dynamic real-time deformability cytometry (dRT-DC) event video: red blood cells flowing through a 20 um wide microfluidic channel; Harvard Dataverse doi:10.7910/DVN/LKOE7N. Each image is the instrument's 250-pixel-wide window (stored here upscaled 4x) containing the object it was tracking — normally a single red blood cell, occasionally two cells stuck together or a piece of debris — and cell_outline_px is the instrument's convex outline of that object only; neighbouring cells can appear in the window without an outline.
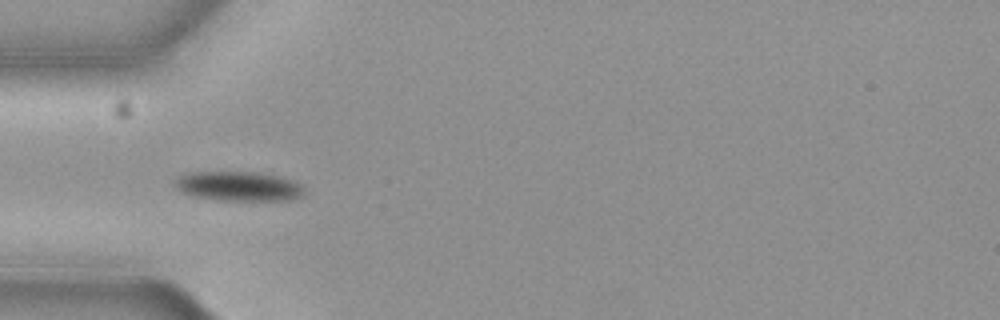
{"species": "common noctule bat (a hibernating species)", "species_latin": "Nyctalus noctula", "temperature_condition": "cold", "stored_images_in_passage": 33, "camera_frame_rate_fps": 3000, "um_per_image_px": 0.085, "animal": {"sex": "female", "body_mass_g": 19.3, "forearm_length_mm": 54.1}, "frame": {"image": 1, "passage_image": 1, "time_ms": 0.0, "image_size_px": [1000, 320], "cell_outline_px": [[304, 196], [288, 200], [216, 200], [192, 196], [184, 192], [176, 184], [176, 180], [180, 176], [188, 172], [252, 172], [276, 176], [292, 180], [300, 184], [304, 188]], "centroid_in_image_um": [20.32, 15.84], "position_along_channel_um": 64.7, "area_um2": 21.96}}
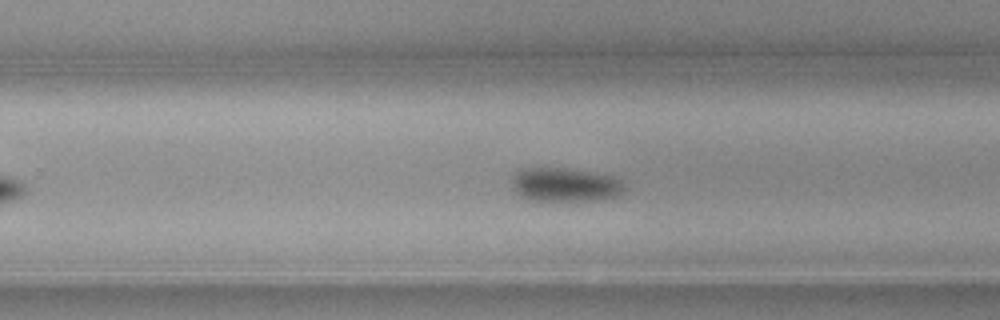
{"frame": {"image": 2, "passage_image": 19, "time_ms": 6.0, "image_size_px": [1000, 320], "cell_outline_px": [[624, 192], [616, 196], [604, 200], [532, 200], [516, 192], [512, 188], [512, 172], [520, 168], [560, 168], [588, 172], [612, 176], [620, 180], [624, 188]], "centroid_in_image_um": [47.99, 15.7], "position_along_channel_um": 281.8, "area_um2": 22.02}}
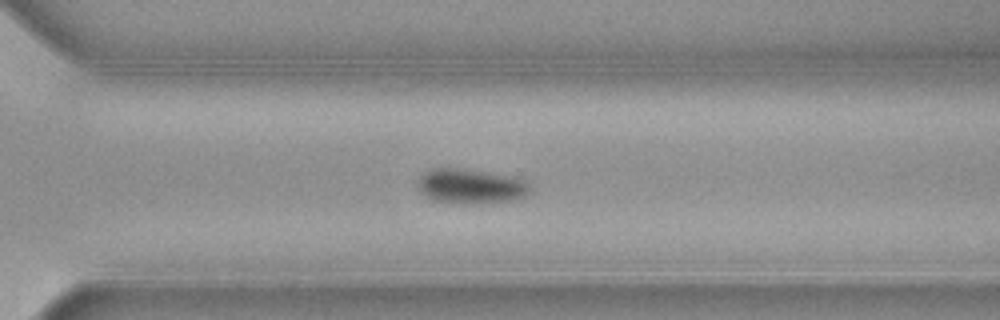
{"frame": {"image": 3, "passage_image": 23, "time_ms": 7.333, "image_size_px": [1000, 320], "cell_outline_px": [[528, 192], [524, 196], [516, 200], [484, 204], [464, 204], [432, 200], [424, 196], [420, 192], [416, 184], [420, 176], [428, 168], [456, 168], [480, 172], [524, 180], [528, 184]], "centroid_in_image_um": [39.91, 15.87], "position_along_channel_um": 330.7, "area_um2": 22.6}, "authors_computed_cell_mechanics": {"area_um2": 22.7732, "velocity_mm_per_s": 3.6604, "shape_relaxation_time_tau1_ms": 2.7556, "shape_relaxation_time_tau2_ms": null, "deformation_change_tau1": 0.0958, "deformation_change_tau2": null}}